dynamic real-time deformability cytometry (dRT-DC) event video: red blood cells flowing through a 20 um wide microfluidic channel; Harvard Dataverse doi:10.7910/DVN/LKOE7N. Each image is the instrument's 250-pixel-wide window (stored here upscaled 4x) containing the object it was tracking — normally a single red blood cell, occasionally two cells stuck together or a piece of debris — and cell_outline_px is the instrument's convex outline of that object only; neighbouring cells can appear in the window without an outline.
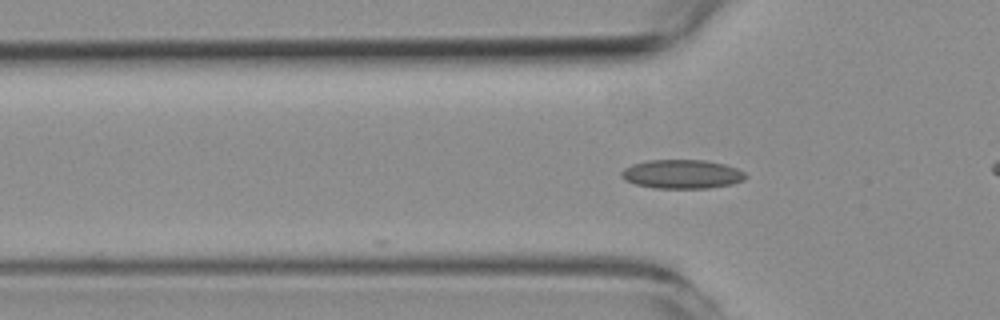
{"species": "common noctule bat (a hibernating species)", "species_latin": "Nyctalus noctula", "temperature_condition": "room temperature", "stored_images_in_passage": 3, "camera_frame_rate_fps": 3000, "um_per_image_px": 0.085, "animal": {"sex": "female", "body_mass_g": 19.3, "forearm_length_mm": 54.1}, "frame": {"image": 1, "passage_image": 3, "time_ms": 0.667, "image_size_px": [1000, 320], "cell_outline_px": [[748, 176], [744, 180], [732, 184], [708, 188], [652, 188], [636, 184], [624, 180], [620, 176], [620, 172], [624, 168], [632, 164], [648, 160], [704, 160], [724, 164], [736, 168], [744, 172]], "centroid_in_image_um": [57.95, 14.8], "position_along_channel_um": 67.9, "area_um2": 21.04}}